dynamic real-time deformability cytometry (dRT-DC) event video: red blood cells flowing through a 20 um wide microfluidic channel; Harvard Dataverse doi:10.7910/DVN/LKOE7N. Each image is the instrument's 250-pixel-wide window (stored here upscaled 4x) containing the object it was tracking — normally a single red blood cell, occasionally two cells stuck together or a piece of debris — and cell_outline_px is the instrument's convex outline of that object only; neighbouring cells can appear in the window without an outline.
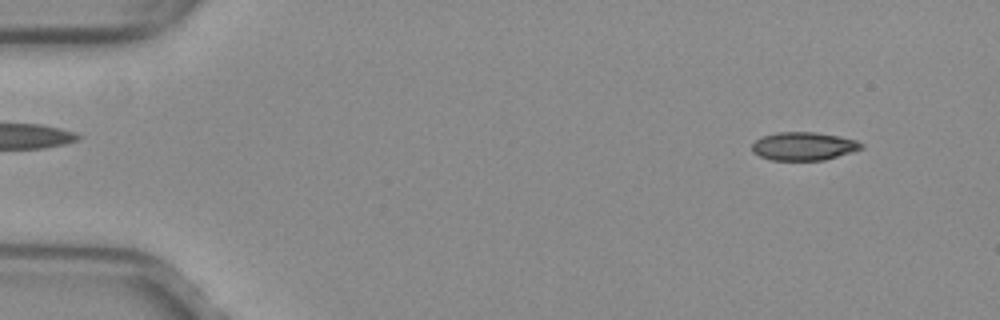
{"species": "common noctule bat (a hibernating species)", "species_latin": "Nyctalus noctula", "temperature_condition": "warm", "stored_images_in_passage": 51, "camera_frame_rate_fps": 3000, "um_per_image_px": 0.085, "animal": {"sex": "female", "body_mass_g": 29.2, "forearm_length_mm": 56.3}, "frame": {"image": 1, "passage_image": 4, "time_ms": 1.0, "image_size_px": [1000, 320], "cell_outline_px": [[864, 148], [824, 160], [772, 160], [760, 156], [752, 152], [752, 144], [756, 140], [764, 136], [776, 132], [816, 132], [856, 140], [864, 144]], "centroid_in_image_um": [68.3, 12.43], "position_along_channel_um": 16.7, "area_um2": 17.86}}
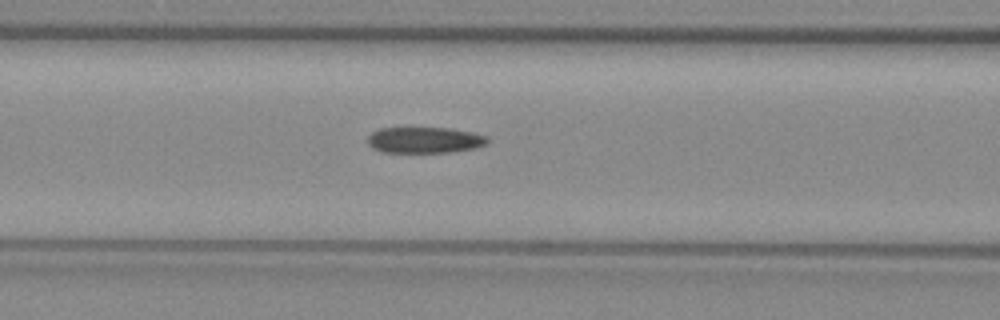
{"frame": {"image": 2, "passage_image": 21, "time_ms": 6.667, "image_size_px": [1000, 320], "cell_outline_px": [[488, 144], [476, 148], [452, 152], [380, 152], [372, 148], [368, 144], [368, 136], [372, 132], [380, 128], [448, 128], [472, 132], [488, 136]], "centroid_in_image_um": [36.11, 11.91], "position_along_channel_um": 130.5, "area_um2": 18.32}}
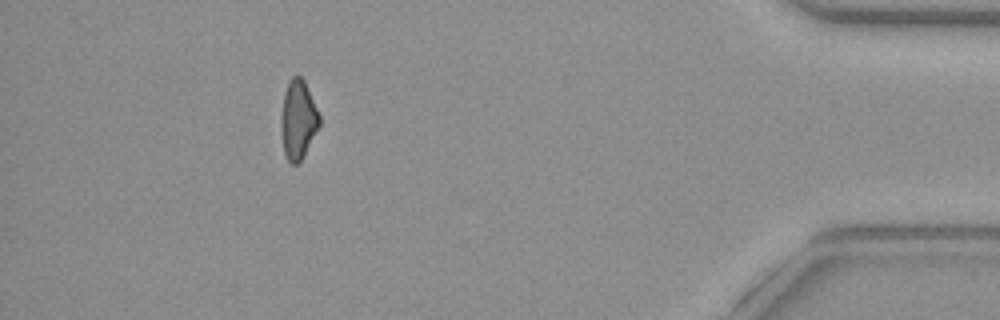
{"frame": {"image": 3, "passage_image": 46, "time_ms": 15.0, "image_size_px": [1000, 320], "cell_outline_px": [[320, 124], [304, 156], [296, 164], [292, 164], [288, 160], [284, 152], [280, 116], [284, 92], [288, 80], [292, 76], [300, 76], [304, 80], [320, 116]], "centroid_in_image_um": [25.33, 10.15], "position_along_channel_um": 409.9, "area_um2": 17.51}, "authors_computed_cell_mechanics": {"area_um2": 18.7272, "velocity_mm_per_s": 4.0349, "shape_relaxation_time_tau1_ms": null, "shape_relaxation_time_tau2_ms": 5.7848, "deformation_change_tau1": null, "deformation_change_tau2": 0.1583}}